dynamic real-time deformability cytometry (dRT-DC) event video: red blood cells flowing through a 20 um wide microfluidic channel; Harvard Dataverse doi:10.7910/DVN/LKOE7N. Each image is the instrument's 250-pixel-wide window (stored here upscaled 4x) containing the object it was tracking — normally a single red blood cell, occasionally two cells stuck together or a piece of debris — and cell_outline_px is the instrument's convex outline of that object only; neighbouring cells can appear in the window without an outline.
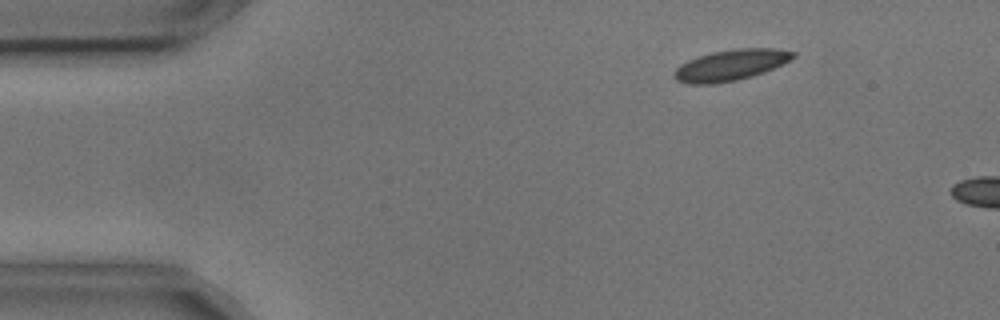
{"species": "common noctule bat (a hibernating species)", "species_latin": "Nyctalus noctula", "temperature_condition": "cold", "stored_images_in_passage": 4, "camera_frame_rate_fps": 3000, "um_per_image_px": 0.085, "animal": {"sex": "male", "body_mass_g": 17.9, "forearm_length_mm": 54.2}, "frame": {"image": 1, "passage_image": 2, "time_ms": 0.333, "image_size_px": [1000, 320], "cell_outline_px": [[796, 56], [764, 72], [752, 76], [736, 80], [712, 84], [688, 84], [676, 80], [672, 76], [676, 68], [680, 64], [688, 60], [712, 52], [736, 48], [776, 48], [796, 52]], "centroid_in_image_um": [62.07, 5.53], "position_along_channel_um": 22.9, "area_um2": 21.33}}